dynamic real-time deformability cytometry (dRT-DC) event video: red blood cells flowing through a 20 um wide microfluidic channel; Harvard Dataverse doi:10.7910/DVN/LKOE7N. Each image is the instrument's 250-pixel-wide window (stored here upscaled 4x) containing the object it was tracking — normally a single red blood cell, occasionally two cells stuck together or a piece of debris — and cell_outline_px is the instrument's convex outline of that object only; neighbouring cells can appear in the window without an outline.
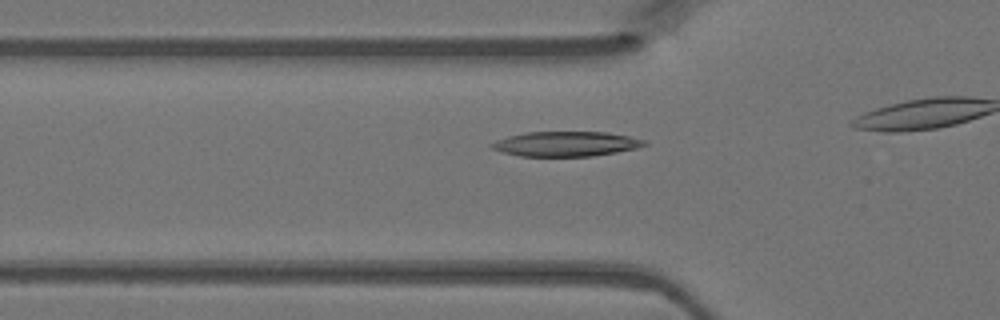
{"species": "Egyptian fruit bat (a non-hibernating species)", "species_latin": "Rousettus aegyptiacus", "temperature_condition": "warm", "stored_images_in_passage": 10, "camera_frame_rate_fps": 3000, "um_per_image_px": 0.085, "animal": {"sex": "female"}, "frame": {"image": 1, "passage_image": 5, "time_ms": 1.333, "image_size_px": [1000, 320], "cell_outline_px": [[648, 144], [636, 148], [616, 152], [592, 156], [520, 156], [504, 152], [492, 148], [488, 144], [496, 140], [508, 136], [528, 132], [608, 132], [648, 140]], "centroid_in_image_um": [48.13, 12.22], "position_along_channel_um": 77.7, "area_um2": 22.08}}
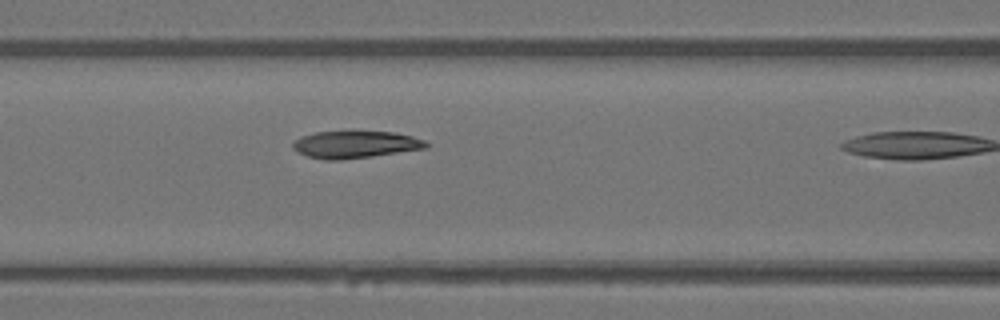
{"frame": {"image": 2, "passage_image": 9, "time_ms": 2.667, "image_size_px": [1000, 320], "cell_outline_px": [[428, 148], [372, 156], [340, 160], [324, 160], [308, 156], [296, 152], [292, 148], [292, 140], [300, 136], [316, 132], [392, 132], [412, 136], [424, 140], [428, 144]], "centroid_in_image_um": [30.15, 12.29], "position_along_channel_um": 136.5, "area_um2": 21.1}}